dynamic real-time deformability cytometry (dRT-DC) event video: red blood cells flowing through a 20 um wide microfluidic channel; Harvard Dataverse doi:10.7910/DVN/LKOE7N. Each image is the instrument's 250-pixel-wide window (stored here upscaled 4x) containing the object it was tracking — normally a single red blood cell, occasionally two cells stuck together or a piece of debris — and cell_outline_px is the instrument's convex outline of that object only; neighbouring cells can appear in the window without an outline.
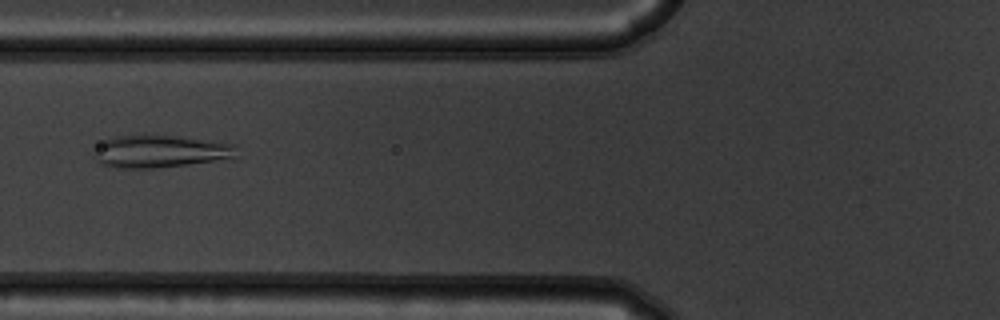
{"species": "common noctule bat (a hibernating species)", "species_latin": "Nyctalus noctula", "temperature_condition": "warm", "stored_images_in_passage": 51, "camera_frame_rate_fps": 3000, "um_per_image_px": 0.085, "animal": {"sex": "male", "body_mass_g": 19.5, "forearm_length_mm": 54.6}, "frame": {"image": 1, "passage_image": 18, "time_ms": 5.667, "image_size_px": [1000, 320], "cell_outline_px": [[236, 160], [152, 168], [116, 168], [100, 164], [92, 156], [92, 144], [116, 136], [172, 136], [236, 144]], "centroid_in_image_um": [13.6, 12.9], "position_along_channel_um": 112.2, "area_um2": 27.63}}
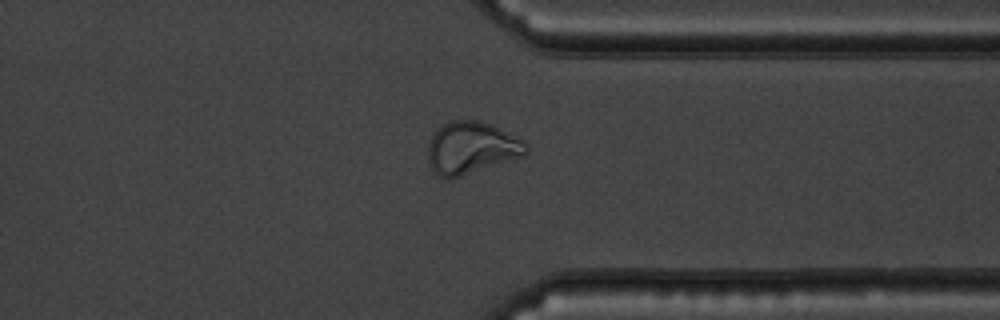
{"frame": {"image": 2, "passage_image": 39, "time_ms": 12.667, "image_size_px": [1000, 320], "cell_outline_px": [[528, 152], [524, 156], [452, 180], [448, 180], [440, 176], [428, 164], [428, 144], [432, 136], [444, 124], [452, 120], [476, 120], [492, 124], [524, 140], [528, 144]], "centroid_in_image_um": [40.1, 12.59], "position_along_channel_um": 371.3, "area_um2": 30.17}}
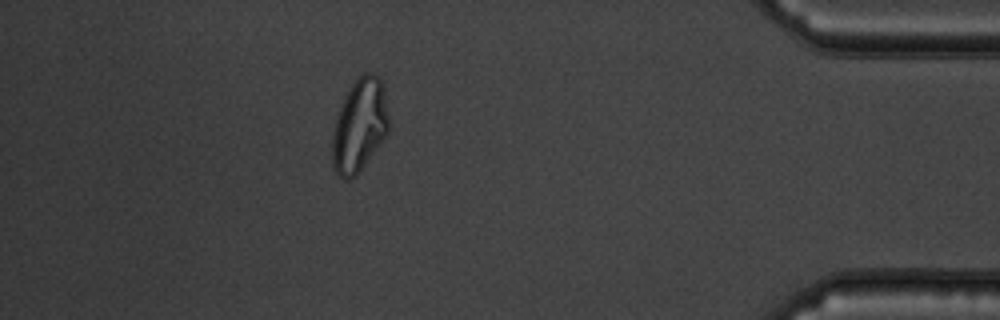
{"frame": {"image": 3, "passage_image": 45, "time_ms": 14.667, "image_size_px": [1000, 320], "cell_outline_px": [[392, 124], [388, 132], [356, 176], [348, 180], [344, 180], [336, 172], [332, 164], [332, 136], [336, 116], [344, 96], [352, 84], [364, 72], [372, 72], [380, 80], [384, 88]], "centroid_in_image_um": [30.58, 10.65], "position_along_channel_um": 404.6, "area_um2": 30.98}, "authors_computed_cell_mechanics": {"area_um2": 29.3624, "velocity_mm_per_s": 3.7226, "shape_relaxation_time_tau1_ms": null, "shape_relaxation_time_tau2_ms": 1.0506, "deformation_change_tau1": null, "deformation_change_tau2": 0.0814}}